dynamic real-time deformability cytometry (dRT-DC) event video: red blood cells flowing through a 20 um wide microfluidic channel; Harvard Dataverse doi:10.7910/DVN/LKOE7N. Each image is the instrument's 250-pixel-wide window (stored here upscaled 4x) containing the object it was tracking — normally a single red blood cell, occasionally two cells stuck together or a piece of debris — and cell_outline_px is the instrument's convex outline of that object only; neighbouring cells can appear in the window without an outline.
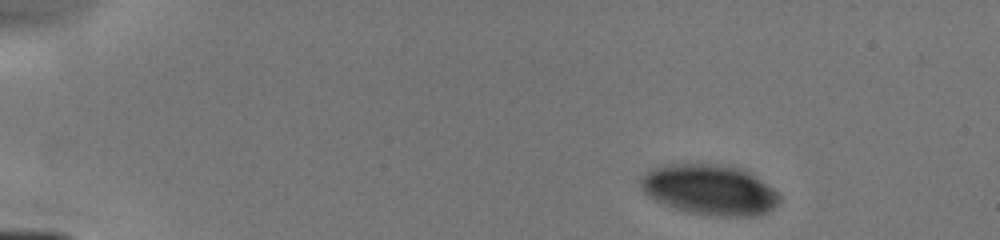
{"species": "human", "species_latin": "Homo sapiens", "temperature_condition": "cold", "stored_images_in_passage": 6, "camera_frame_rate_fps": 3000, "um_per_image_px": 0.085, "donor": {"sex": "male"}, "frame": {"image": 1, "passage_image": 1, "time_ms": 0.0, "image_size_px": [1000, 240], "cell_outline_px": [[780, 200], [768, 212], [756, 216], [704, 216], [672, 208], [648, 196], [644, 192], [640, 184], [640, 180], [652, 168], [668, 164], [716, 164], [740, 168], [748, 172], [772, 188], [780, 196]], "centroid_in_image_um": [60.3, 16.15], "position_along_channel_um": 24.7, "area_um2": 40.58}}
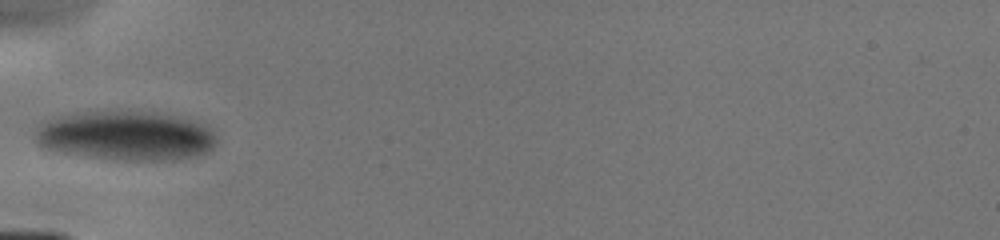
{"frame": {"image": 2, "passage_image": 5, "time_ms": 3.667, "image_size_px": [1000, 240], "cell_outline_px": [[216, 144], [208, 152], [196, 156], [176, 160], [124, 160], [88, 156], [64, 152], [40, 144], [32, 140], [32, 132], [36, 124], [40, 120], [52, 116], [76, 112], [156, 112], [192, 120], [208, 124], [212, 128], [216, 136]], "centroid_in_image_um": [10.67, 11.52], "position_along_channel_um": 74.3, "area_um2": 52.83}}
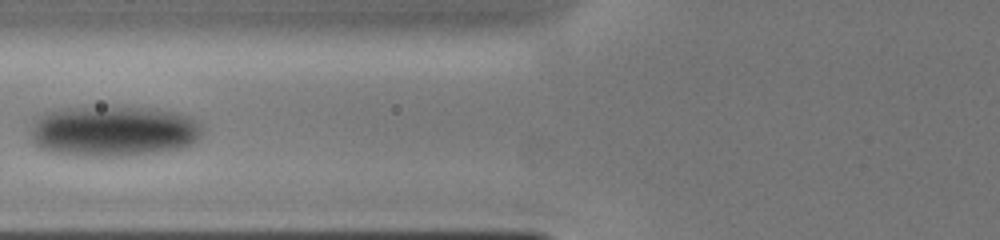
{"frame": {"image": 3, "passage_image": 6, "time_ms": 4.667, "image_size_px": [1000, 240], "cell_outline_px": [[204, 132], [192, 144], [184, 148], [132, 156], [84, 156], [52, 152], [40, 148], [28, 136], [32, 120], [36, 116], [44, 112], [64, 108], [108, 104], [156, 108], [180, 112], [192, 116], [200, 124]], "centroid_in_image_um": [9.64, 11.1], "position_along_channel_um": 116.2, "area_um2": 52.89}}